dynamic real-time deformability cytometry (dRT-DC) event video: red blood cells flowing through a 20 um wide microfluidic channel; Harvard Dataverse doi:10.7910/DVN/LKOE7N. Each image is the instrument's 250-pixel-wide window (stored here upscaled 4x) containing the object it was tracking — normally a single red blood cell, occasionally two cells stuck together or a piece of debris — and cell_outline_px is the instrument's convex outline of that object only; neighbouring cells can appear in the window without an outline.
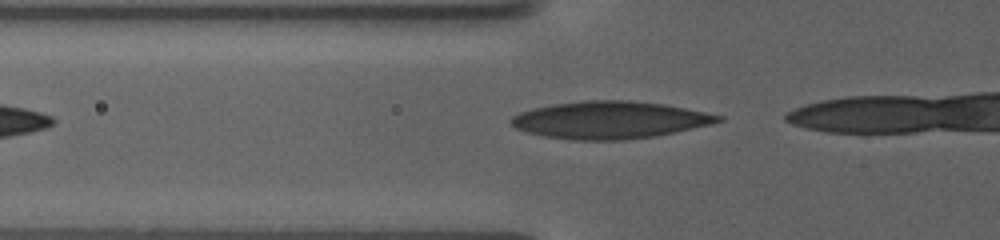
{"species": "human", "species_latin": "Homo sapiens", "temperature_condition": "warm", "stored_images_in_passage": 8, "camera_frame_rate_fps": 3000, "um_per_image_px": 0.085, "donor": {"sex": "female"}, "frame": {"image": 1, "passage_image": 3, "time_ms": 0.333, "image_size_px": [1000, 240], "cell_outline_px": [[724, 120], [712, 124], [656, 136], [628, 140], [572, 140], [544, 136], [528, 132], [516, 128], [508, 120], [512, 116], [520, 112], [532, 108], [552, 104], [584, 100], [632, 100], [664, 104], [724, 116]], "centroid_in_image_um": [51.82, 10.2], "position_along_channel_um": 74.0, "area_um2": 45.2}}
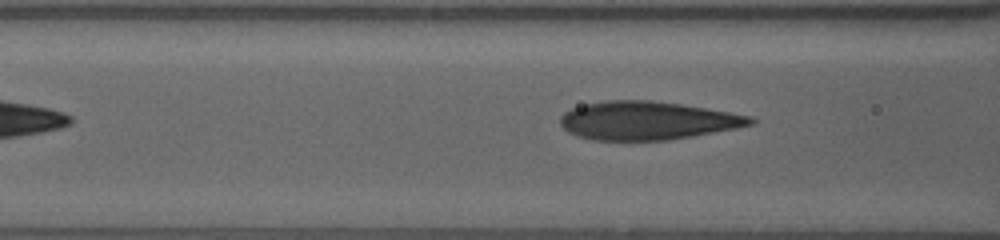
{"frame": {"image": 2, "passage_image": 6, "time_ms": 1.667, "image_size_px": [1000, 240], "cell_outline_px": [[756, 120], [752, 124], [736, 128], [692, 136], [668, 140], [592, 140], [576, 136], [568, 132], [560, 124], [560, 116], [564, 112], [572, 108], [584, 104], [608, 100], [652, 100], [680, 104], [752, 116]], "centroid_in_image_um": [54.98, 10.25], "position_along_channel_um": 111.6, "area_um2": 42.37}}